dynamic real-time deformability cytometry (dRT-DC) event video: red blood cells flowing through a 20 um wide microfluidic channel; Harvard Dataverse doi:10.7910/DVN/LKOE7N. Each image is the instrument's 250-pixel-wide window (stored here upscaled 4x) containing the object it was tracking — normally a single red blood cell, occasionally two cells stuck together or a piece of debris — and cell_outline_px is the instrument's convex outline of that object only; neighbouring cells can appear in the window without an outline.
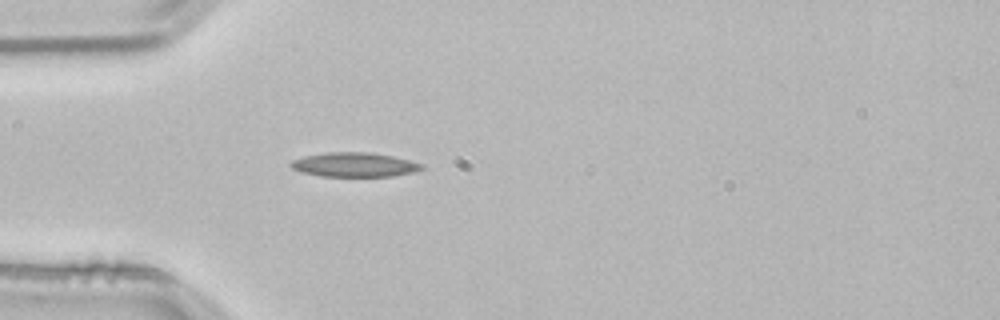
{"species": "common noctule bat (a hibernating species)", "species_latin": "Nyctalus noctula", "temperature_condition": "room temperature", "stored_images_in_passage": 32, "camera_frame_rate_fps": 3000, "um_per_image_px": 0.085, "animal": {"sex": "male", "body_mass_g": 21.5, "forearm_length_mm": 52.0}, "frame": {"image": 1, "passage_image": 1, "time_ms": 0.0, "image_size_px": [1000, 320], "cell_outline_px": [[424, 168], [412, 172], [392, 176], [320, 176], [300, 172], [292, 168], [288, 164], [292, 160], [304, 156], [324, 152], [372, 152], [392, 156], [424, 164]], "centroid_in_image_um": [30.08, 13.99], "position_along_channel_um": 54.9, "area_um2": 18.61}}
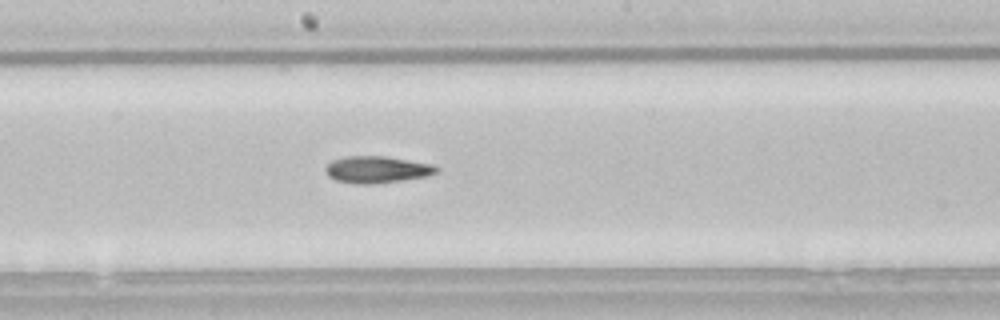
{"frame": {"image": 2, "passage_image": 14, "time_ms": 4.333, "image_size_px": [1000, 320], "cell_outline_px": [[440, 172], [428, 176], [372, 184], [356, 184], [336, 180], [328, 176], [324, 168], [332, 160], [344, 156], [384, 156], [432, 164], [440, 168]], "centroid_in_image_um": [32.05, 14.41], "position_along_channel_um": 216.2, "area_um2": 17.4}}
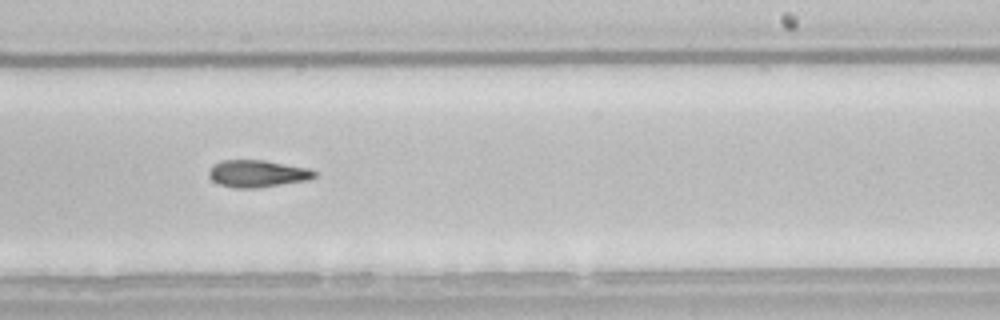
{"frame": {"image": 3, "passage_image": 18, "time_ms": 5.667, "image_size_px": [1000, 320], "cell_outline_px": [[320, 172], [316, 176], [308, 180], [256, 188], [232, 188], [220, 184], [212, 180], [208, 176], [208, 172], [212, 164], [220, 160], [264, 160], [308, 168]], "centroid_in_image_um": [21.87, 14.75], "position_along_channel_um": 267.1, "area_um2": 16.88}}